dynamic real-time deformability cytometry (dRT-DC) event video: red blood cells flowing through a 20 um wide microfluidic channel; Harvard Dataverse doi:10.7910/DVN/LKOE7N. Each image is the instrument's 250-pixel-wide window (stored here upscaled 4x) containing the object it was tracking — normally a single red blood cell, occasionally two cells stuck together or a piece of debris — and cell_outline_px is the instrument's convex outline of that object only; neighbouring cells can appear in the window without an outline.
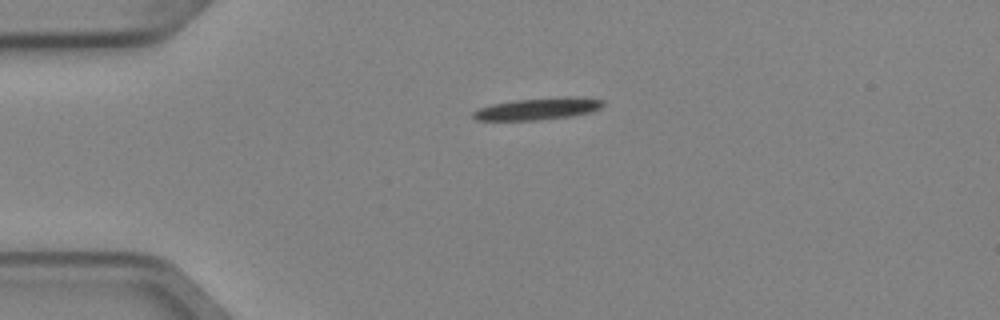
{"species": "Egyptian fruit bat (a non-hibernating species)", "species_latin": "Rousettus aegyptiacus", "temperature_condition": "cold", "stored_images_in_passage": 3, "camera_frame_rate_fps": 3000, "um_per_image_px": 0.085, "animal": {"sex": "female"}, "frame": {"image": 1, "passage_image": 1, "time_ms": 0.0, "image_size_px": [1000, 320], "cell_outline_px": [[604, 104], [600, 108], [588, 112], [572, 116], [536, 120], [476, 120], [472, 116], [472, 112], [480, 108], [492, 104], [516, 100], [572, 96], [604, 100]], "centroid_in_image_um": [45.72, 9.24], "position_along_channel_um": 39.3, "area_um2": 16.36}}
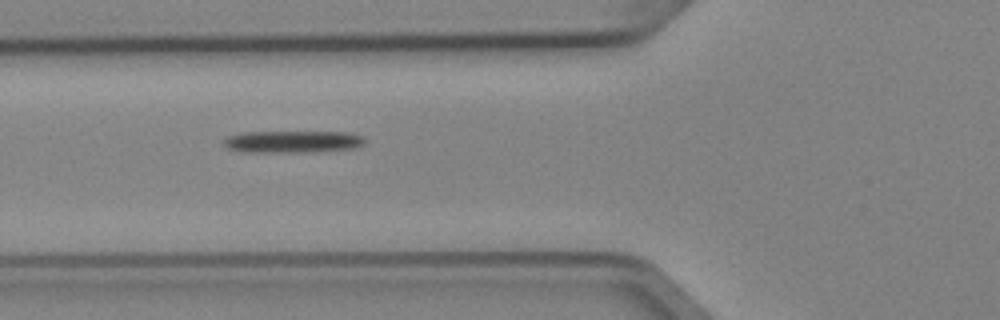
{"frame": {"image": 2, "passage_image": 3, "time_ms": 0.667, "image_size_px": [1000, 320], "cell_outline_px": [[364, 144], [360, 148], [304, 152], [244, 152], [228, 148], [224, 144], [224, 140], [228, 136], [244, 132], [352, 132], [364, 136]], "centroid_in_image_um": [24.94, 12.04], "position_along_channel_um": 100.9, "area_um2": 18.26}}